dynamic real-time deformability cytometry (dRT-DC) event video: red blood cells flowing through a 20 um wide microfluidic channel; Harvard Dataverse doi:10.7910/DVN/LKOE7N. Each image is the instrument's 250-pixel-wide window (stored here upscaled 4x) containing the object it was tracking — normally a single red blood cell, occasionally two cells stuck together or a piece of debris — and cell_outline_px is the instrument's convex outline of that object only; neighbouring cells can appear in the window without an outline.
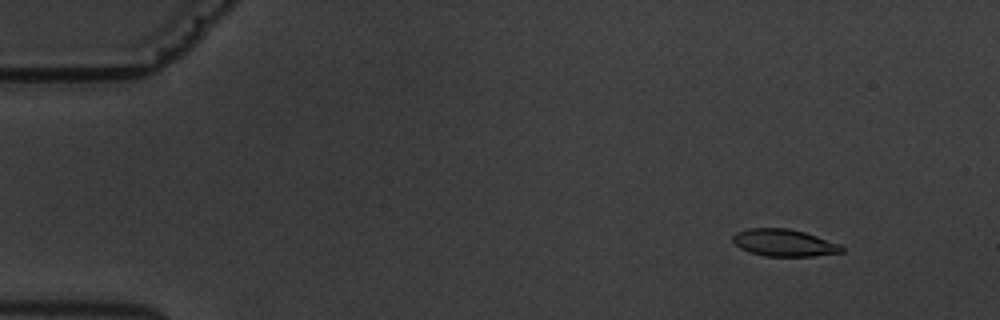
{"species": "common noctule bat (a hibernating species)", "species_latin": "Nyctalus noctula", "temperature_condition": "warm", "stored_images_in_passage": 3, "camera_frame_rate_fps": 3000, "um_per_image_px": 0.085, "animal": {"sex": "male", "body_mass_g": 19.5, "forearm_length_mm": 54.6}, "frame": {"image": 1, "passage_image": 1, "time_ms": 0.0, "image_size_px": [1000, 320], "cell_outline_px": [[844, 252], [812, 256], [764, 256], [740, 248], [732, 240], [732, 236], [736, 232], [748, 228], [788, 228], [804, 232], [840, 244], [844, 248]], "centroid_in_image_um": [66.64, 20.63], "position_along_channel_um": 18.4, "area_um2": 17.11}}
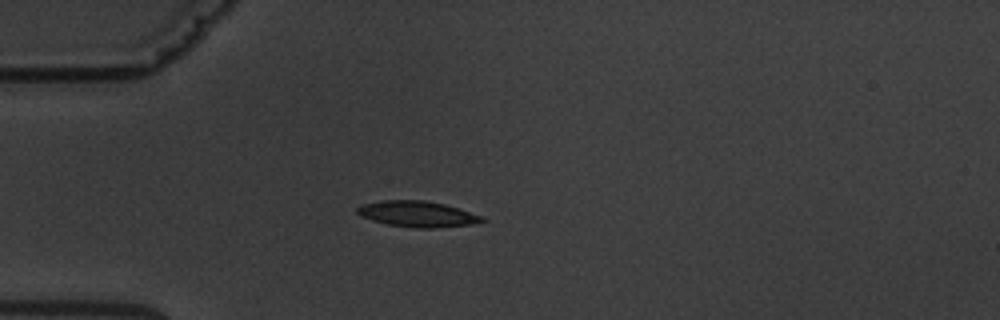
{"frame": {"image": 2, "passage_image": 3, "time_ms": 3.333, "image_size_px": [1000, 320], "cell_outline_px": [[488, 220], [472, 224], [436, 228], [416, 228], [388, 224], [372, 220], [360, 216], [356, 212], [356, 208], [364, 204], [384, 200], [424, 200], [444, 204], [484, 216]], "centroid_in_image_um": [35.51, 18.19], "position_along_channel_um": 49.5, "area_um2": 18.79}}